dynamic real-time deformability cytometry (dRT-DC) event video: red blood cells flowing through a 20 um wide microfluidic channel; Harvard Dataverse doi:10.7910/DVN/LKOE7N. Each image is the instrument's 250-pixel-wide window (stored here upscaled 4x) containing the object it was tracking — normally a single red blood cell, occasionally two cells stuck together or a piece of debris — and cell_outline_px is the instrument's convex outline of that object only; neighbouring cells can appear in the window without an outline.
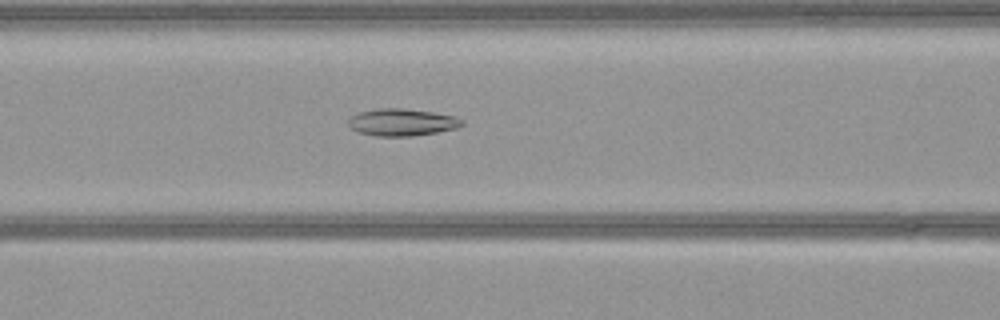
{"species": "common noctule bat (a hibernating species)", "species_latin": "Nyctalus noctula", "temperature_condition": "warm", "stored_images_in_passage": 52, "camera_frame_rate_fps": 3000, "um_per_image_px": 0.085, "animal": {"sex": "female", "body_mass_g": 21.9}, "frame": {"image": 1, "passage_image": 21, "time_ms": 6.667, "image_size_px": [1000, 320], "cell_outline_px": [[464, 124], [456, 128], [436, 132], [412, 136], [376, 136], [360, 132], [348, 128], [348, 120], [352, 116], [360, 112], [376, 108], [404, 108], [432, 112], [456, 116], [464, 120]], "centroid_in_image_um": [34.16, 10.39], "position_along_channel_um": 132.4, "area_um2": 18.03}}
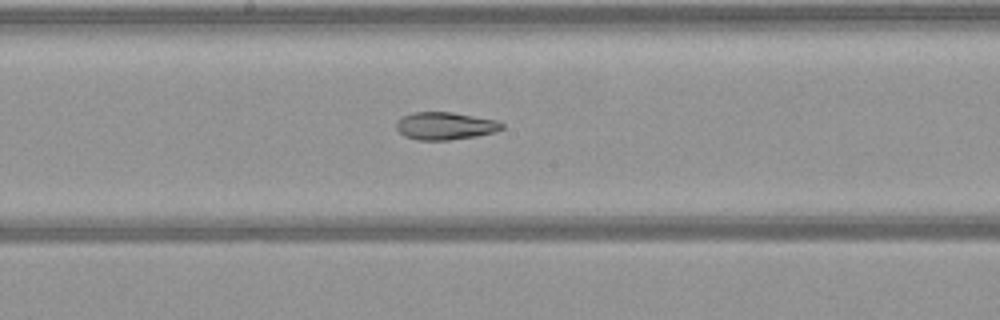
{"frame": {"image": 2, "passage_image": 27, "time_ms": 8.667, "image_size_px": [1000, 320], "cell_outline_px": [[504, 128], [496, 132], [476, 136], [448, 140], [416, 140], [404, 136], [396, 128], [396, 124], [404, 116], [412, 112], [452, 112], [496, 120], [504, 124]], "centroid_in_image_um": [37.86, 10.71], "position_along_channel_um": 210.3, "area_um2": 16.94}}
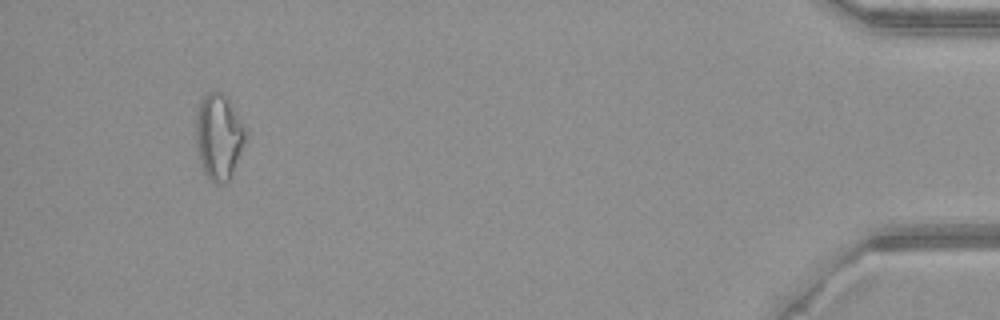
{"frame": {"image": 3, "passage_image": 49, "time_ms": 16.0, "image_size_px": [1000, 320], "cell_outline_px": [[248, 128], [244, 144], [232, 172], [228, 180], [224, 184], [216, 184], [204, 172], [200, 164], [196, 144], [196, 112], [200, 100], [208, 92], [220, 92], [228, 96]], "centroid_in_image_um": [18.61, 11.56], "position_along_channel_um": 416.6, "area_um2": 25.14}}